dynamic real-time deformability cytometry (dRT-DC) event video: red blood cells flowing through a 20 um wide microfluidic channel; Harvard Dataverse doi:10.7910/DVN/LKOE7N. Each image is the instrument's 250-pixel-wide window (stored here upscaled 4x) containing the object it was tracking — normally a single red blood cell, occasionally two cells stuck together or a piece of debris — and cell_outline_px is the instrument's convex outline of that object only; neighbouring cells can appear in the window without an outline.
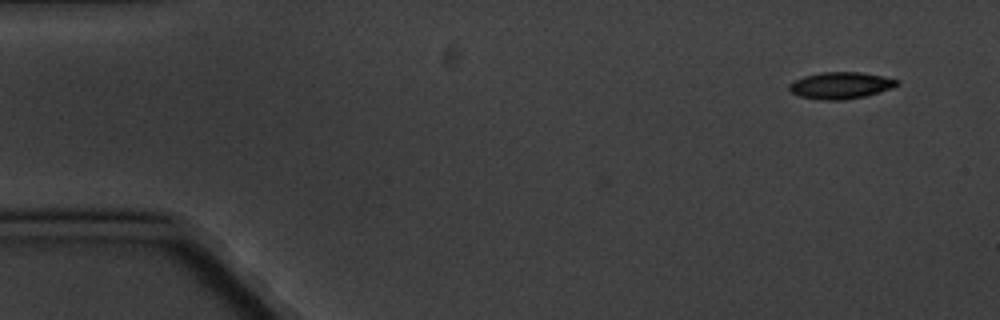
{"species": "common noctule bat (a hibernating species)", "species_latin": "Nyctalus noctula", "temperature_condition": "cold", "stored_images_in_passage": 2, "camera_frame_rate_fps": 3000, "um_per_image_px": 0.085, "animal": {"sex": "male", "body_mass_g": 20.1, "forearm_length_mm": 53.5}, "frame": {"image": 1, "passage_image": 2, "time_ms": 1.333, "image_size_px": [1000, 320], "cell_outline_px": [[900, 84], [892, 88], [864, 96], [844, 100], [820, 100], [800, 96], [792, 92], [788, 88], [788, 84], [792, 80], [804, 76], [824, 72], [860, 72], [900, 80]], "centroid_in_image_um": [71.43, 7.26], "position_along_channel_um": 13.6, "area_um2": 16.76}}